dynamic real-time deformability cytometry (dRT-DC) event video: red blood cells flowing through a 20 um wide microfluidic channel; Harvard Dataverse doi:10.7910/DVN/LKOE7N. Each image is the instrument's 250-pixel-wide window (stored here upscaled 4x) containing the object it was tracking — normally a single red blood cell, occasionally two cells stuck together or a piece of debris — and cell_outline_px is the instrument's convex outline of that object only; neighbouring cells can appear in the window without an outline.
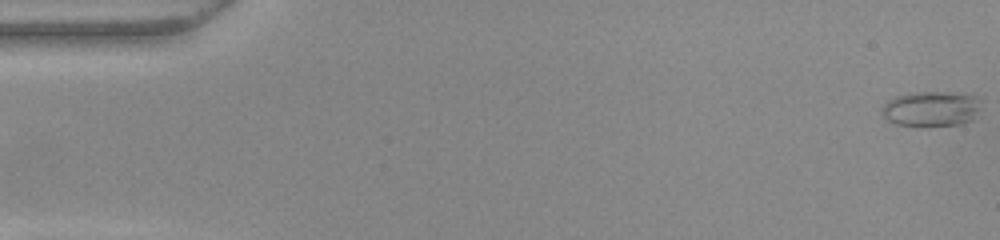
{"species": "common noctule bat (a hibernating species)", "species_latin": "Nyctalus noctula", "temperature_condition": "warm", "stored_images_in_passage": 41, "camera_frame_rate_fps": 3000, "um_per_image_px": 0.085, "animal": {"sex": "female", "body_mass_g": 22.0, "forearm_length_mm": 56.7}, "frame": {"image": 1, "passage_image": 1, "time_ms": 0.0, "image_size_px": [1000, 240], "cell_outline_px": [[980, 108], [972, 120], [960, 124], [892, 124], [880, 112], [880, 108], [888, 100], [896, 96], [916, 92], [940, 92], [976, 96], [980, 100]], "centroid_in_image_um": [79.13, 9.23], "position_along_channel_um": 5.9, "area_um2": 19.83}}
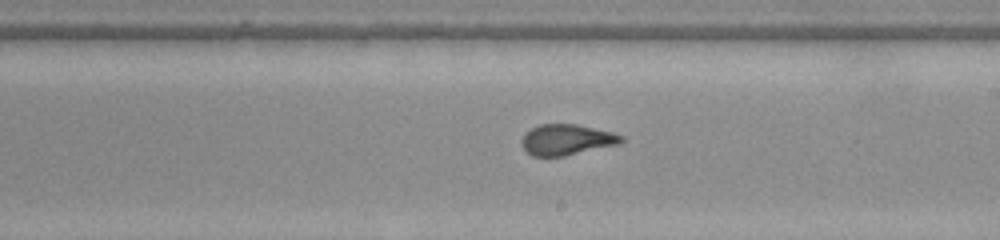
{"frame": {"image": 2, "passage_image": 30, "time_ms": 9.667, "image_size_px": [1000, 240], "cell_outline_px": [[624, 140], [616, 144], [564, 156], [532, 156], [520, 144], [520, 140], [532, 128], [540, 124], [576, 124], [612, 132], [624, 136]], "centroid_in_image_um": [48.14, 11.87], "position_along_channel_um": 240.9, "area_um2": 17.57}}
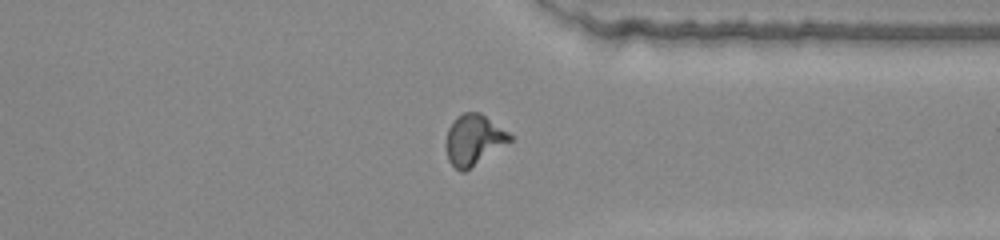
{"frame": {"image": 3, "passage_image": 40, "time_ms": 13.0, "image_size_px": [1000, 240], "cell_outline_px": [[512, 140], [464, 172], [460, 172], [448, 160], [444, 144], [448, 128], [456, 116], [464, 112], [480, 112], [508, 132], [512, 136]], "centroid_in_image_um": [40.22, 11.87], "position_along_channel_um": 371.2, "area_um2": 18.79}}